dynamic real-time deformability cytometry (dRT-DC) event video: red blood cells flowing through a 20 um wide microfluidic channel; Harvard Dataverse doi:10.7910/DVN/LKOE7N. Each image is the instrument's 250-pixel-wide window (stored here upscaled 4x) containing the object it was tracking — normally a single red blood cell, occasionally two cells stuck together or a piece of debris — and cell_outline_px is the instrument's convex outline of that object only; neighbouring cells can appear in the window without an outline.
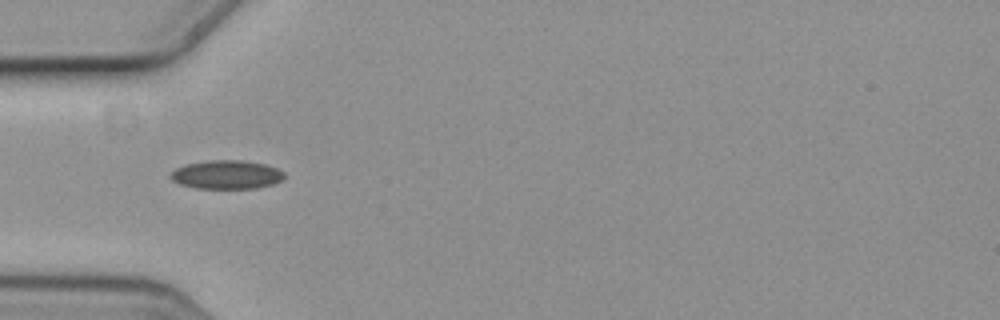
{"species": "common noctule bat (a hibernating species)", "species_latin": "Nyctalus noctula", "temperature_condition": "cold", "stored_images_in_passage": 12, "camera_frame_rate_fps": 3000, "um_per_image_px": 0.085, "animal": {"sex": "female", "body_mass_g": 19.3, "forearm_length_mm": 54.1}, "frame": {"image": 1, "passage_image": 2, "time_ms": 0.333, "image_size_px": [1000, 320], "cell_outline_px": [[284, 180], [272, 184], [256, 188], [196, 188], [180, 184], [172, 180], [168, 176], [176, 168], [184, 164], [208, 160], [244, 160], [264, 164], [276, 168], [284, 172]], "centroid_in_image_um": [19.25, 14.84], "position_along_channel_um": 65.8, "area_um2": 19.07}}
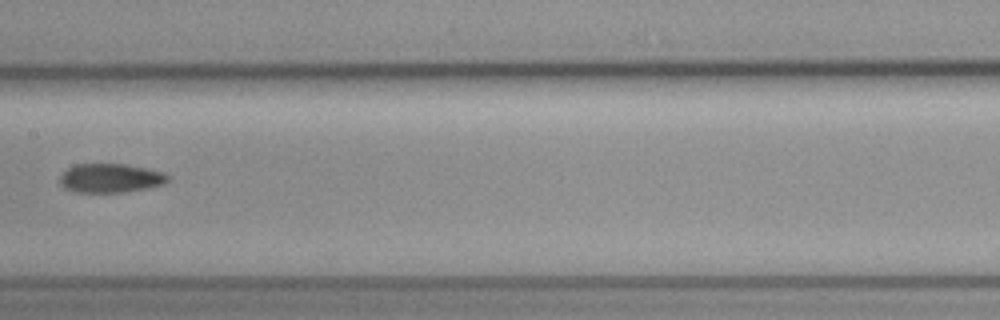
{"frame": {"image": 2, "passage_image": 5, "time_ms": 1.333, "image_size_px": [1000, 320], "cell_outline_px": [[172, 176], [164, 184], [148, 188], [124, 192], [76, 192], [64, 188], [60, 184], [60, 176], [68, 168], [76, 164], [124, 164], [148, 168], [164, 172]], "centroid_in_image_um": [9.43, 15.14], "position_along_channel_um": 198.0, "area_um2": 18.38}}
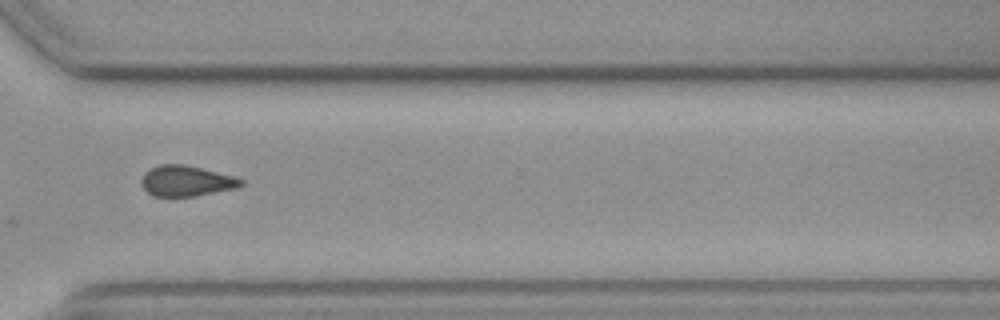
{"frame": {"image": 3, "passage_image": 9, "time_ms": 2.667, "image_size_px": [1000, 320], "cell_outline_px": [[244, 184], [236, 188], [192, 196], [152, 196], [140, 184], [140, 180], [144, 172], [160, 164], [184, 164], [236, 176], [244, 180]], "centroid_in_image_um": [15.83, 15.37], "position_along_channel_um": 354.8, "area_um2": 17.8}}